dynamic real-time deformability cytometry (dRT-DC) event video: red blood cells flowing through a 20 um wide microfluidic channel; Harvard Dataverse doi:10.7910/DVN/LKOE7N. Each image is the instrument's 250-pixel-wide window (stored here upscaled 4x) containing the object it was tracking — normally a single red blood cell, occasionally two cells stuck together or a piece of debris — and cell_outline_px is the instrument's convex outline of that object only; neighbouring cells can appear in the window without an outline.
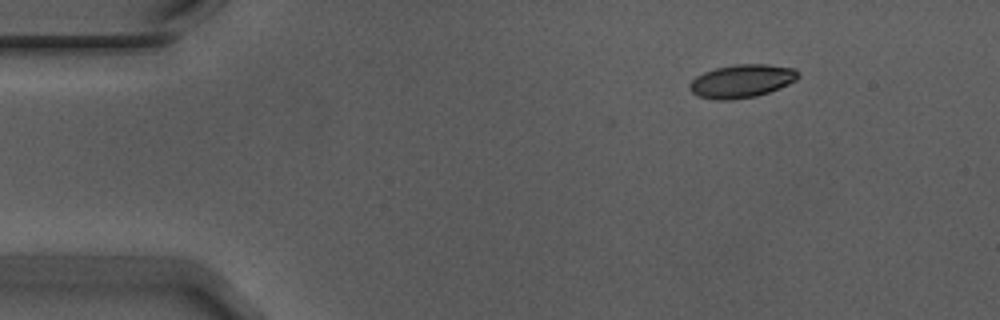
{"species": "Egyptian fruit bat (a non-hibernating species)", "species_latin": "Rousettus aegyptiacus", "temperature_condition": "warm", "stored_images_in_passage": 2, "camera_frame_rate_fps": 3000, "um_per_image_px": 0.085, "animal": {"sex": "male"}, "frame": {"image": 1, "passage_image": 2, "time_ms": 0.333, "image_size_px": [1000, 320], "cell_outline_px": [[800, 76], [796, 80], [780, 88], [756, 96], [732, 100], [716, 100], [696, 96], [688, 88], [688, 84], [696, 76], [704, 72], [716, 68], [732, 64], [768, 64], [792, 68], [800, 72]], "centroid_in_image_um": [63.03, 6.89], "position_along_channel_um": 22.0, "area_um2": 21.21}}